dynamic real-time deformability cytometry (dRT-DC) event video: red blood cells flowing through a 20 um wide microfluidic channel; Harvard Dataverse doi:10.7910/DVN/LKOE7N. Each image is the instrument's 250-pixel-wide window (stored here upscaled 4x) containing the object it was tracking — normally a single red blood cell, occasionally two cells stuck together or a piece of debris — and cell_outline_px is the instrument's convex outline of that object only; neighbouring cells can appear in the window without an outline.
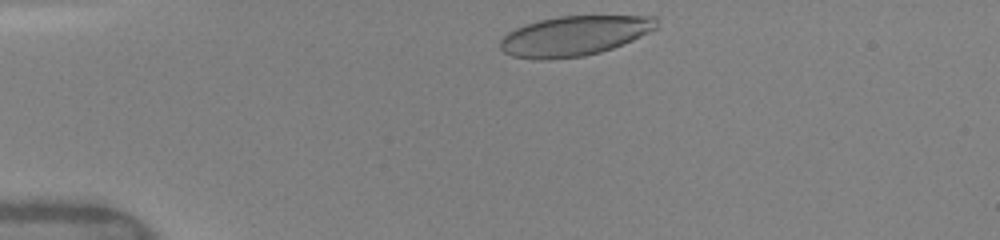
{"species": "human", "species_latin": "Homo sapiens", "temperature_condition": "warm", "stored_images_in_passage": 19, "camera_frame_rate_fps": 3000, "um_per_image_px": 0.085, "donor": {"sex": "female"}, "frame": {"image": 1, "passage_image": 1, "time_ms": 0.0, "image_size_px": [1000, 240], "cell_outline_px": [[660, 28], [632, 40], [612, 48], [600, 52], [584, 56], [548, 60], [540, 60], [512, 56], [504, 52], [500, 48], [500, 40], [508, 32], [516, 28], [540, 20], [560, 16], [656, 16]], "centroid_in_image_um": [48.85, 3.05], "position_along_channel_um": 36.2, "area_um2": 36.36}}
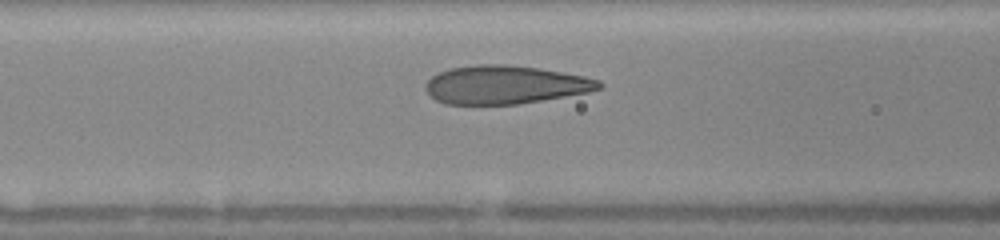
{"frame": {"image": 2, "passage_image": 10, "time_ms": 3.333, "image_size_px": [1000, 240], "cell_outline_px": [[604, 88], [588, 92], [516, 104], [444, 104], [436, 100], [424, 88], [424, 84], [432, 76], [448, 68], [476, 64], [504, 64], [536, 68], [584, 76], [600, 80], [604, 84]], "centroid_in_image_um": [42.92, 7.2], "position_along_channel_um": 123.7, "area_um2": 38.67}}
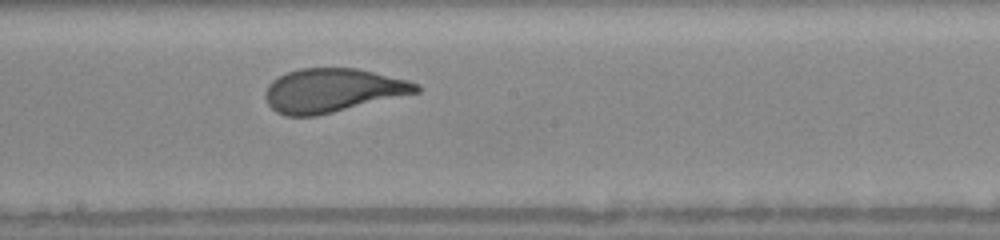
{"frame": {"image": 3, "passage_image": 16, "time_ms": 5.667, "image_size_px": [1000, 240], "cell_outline_px": [[420, 92], [316, 116], [284, 116], [276, 112], [268, 104], [264, 96], [268, 84], [272, 80], [288, 72], [300, 68], [356, 68], [408, 80], [416, 84], [420, 88]], "centroid_in_image_um": [28.23, 7.69], "position_along_channel_um": 220.0, "area_um2": 38.32}}